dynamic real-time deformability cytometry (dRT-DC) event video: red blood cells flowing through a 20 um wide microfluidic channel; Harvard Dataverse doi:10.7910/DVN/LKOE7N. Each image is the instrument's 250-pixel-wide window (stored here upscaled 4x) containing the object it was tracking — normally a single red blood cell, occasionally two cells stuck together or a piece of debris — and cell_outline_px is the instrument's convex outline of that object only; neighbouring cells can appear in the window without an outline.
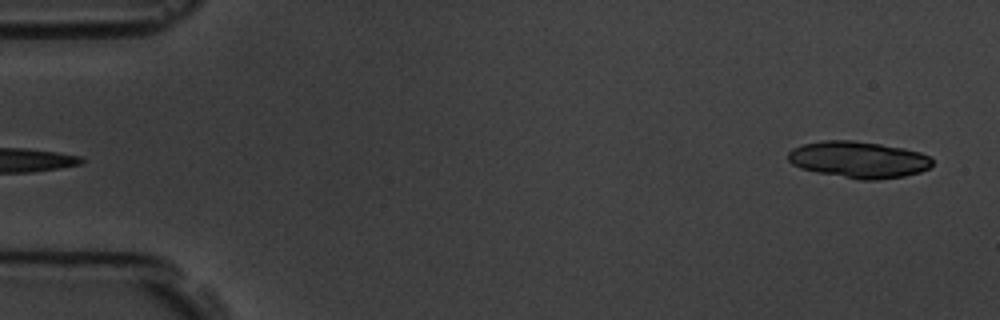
{"species": "common noctule bat (a hibernating species)", "species_latin": "Nyctalus noctula", "temperature_condition": "room temperature", "stored_images_in_passage": 6, "segment_of_instrument_passage": [2, 2], "camera_frame_rate_fps": 3000, "um_per_image_px": 0.085, "animal": {"sex": "male", "body_mass_g": 19.5, "forearm_length_mm": 54.6}, "frame": {"image": 1, "passage_image": 6, "time_ms": 6.333, "image_size_px": [1000, 320], "cell_outline_px": [[932, 164], [928, 168], [920, 172], [904, 176], [880, 180], [860, 180], [816, 172], [800, 168], [792, 164], [788, 160], [788, 152], [792, 148], [804, 144], [824, 140], [852, 140], [880, 144], [904, 148], [920, 152], [932, 156]], "centroid_in_image_um": [72.99, 13.57], "position_along_channel_um": 12.0, "area_um2": 30.92}}